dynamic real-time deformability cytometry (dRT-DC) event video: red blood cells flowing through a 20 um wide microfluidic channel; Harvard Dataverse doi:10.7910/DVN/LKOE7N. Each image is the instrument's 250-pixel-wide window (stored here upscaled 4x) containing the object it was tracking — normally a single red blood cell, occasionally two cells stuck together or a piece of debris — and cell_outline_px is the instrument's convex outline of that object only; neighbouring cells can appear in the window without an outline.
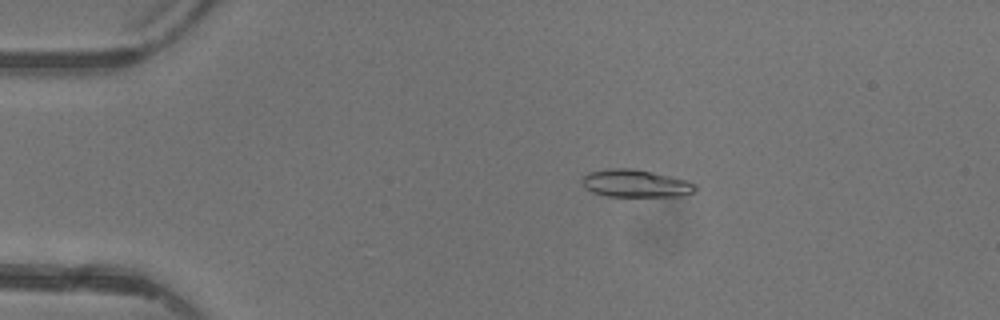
{"species": "common noctule bat (a hibernating species)", "species_latin": "Nyctalus noctula", "temperature_condition": "warm", "stored_images_in_passage": 3, "camera_frame_rate_fps": 3000, "um_per_image_px": 0.085, "animal": {"sex": "female"}, "frame": {"image": 1, "passage_image": 3, "time_ms": 2.333, "image_size_px": [1000, 320], "cell_outline_px": [[696, 192], [680, 196], [604, 196], [592, 192], [584, 188], [580, 180], [588, 172], [608, 168], [632, 168], [652, 172], [688, 180], [696, 184]], "centroid_in_image_um": [54.0, 15.59], "position_along_channel_um": 31.0, "area_um2": 18.44}}